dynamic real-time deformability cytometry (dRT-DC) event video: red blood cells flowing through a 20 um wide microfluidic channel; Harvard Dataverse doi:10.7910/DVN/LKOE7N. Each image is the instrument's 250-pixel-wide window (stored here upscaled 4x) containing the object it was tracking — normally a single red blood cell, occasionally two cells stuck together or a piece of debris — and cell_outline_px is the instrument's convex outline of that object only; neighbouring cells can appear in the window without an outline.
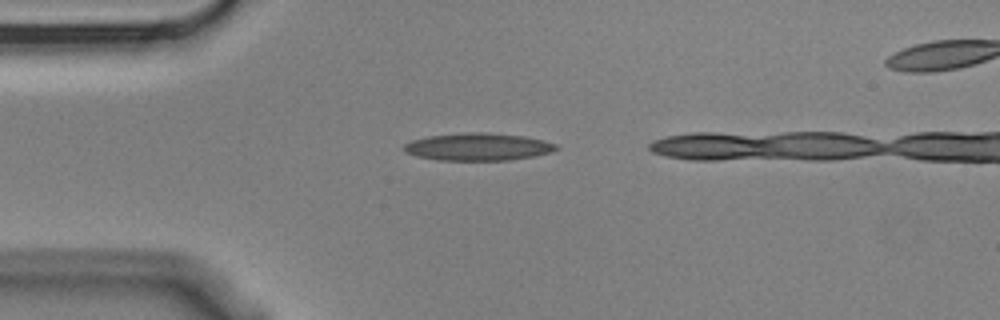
{"species": "Egyptian fruit bat (a non-hibernating species)", "species_latin": "Rousettus aegyptiacus", "temperature_condition": "cold", "stored_images_in_passage": 4, "camera_frame_rate_fps": 3000, "um_per_image_px": 0.085, "animal": {"sex": "male"}, "frame": {"image": 1, "passage_image": 2, "time_ms": 0.333, "image_size_px": [1000, 320], "cell_outline_px": [[560, 148], [552, 152], [536, 156], [508, 160], [436, 160], [416, 156], [404, 152], [400, 148], [404, 144], [412, 140], [428, 136], [468, 132], [484, 132], [524, 136], [544, 140], [556, 144]], "centroid_in_image_um": [40.62, 12.48], "position_along_channel_um": 44.4, "area_um2": 24.62}}